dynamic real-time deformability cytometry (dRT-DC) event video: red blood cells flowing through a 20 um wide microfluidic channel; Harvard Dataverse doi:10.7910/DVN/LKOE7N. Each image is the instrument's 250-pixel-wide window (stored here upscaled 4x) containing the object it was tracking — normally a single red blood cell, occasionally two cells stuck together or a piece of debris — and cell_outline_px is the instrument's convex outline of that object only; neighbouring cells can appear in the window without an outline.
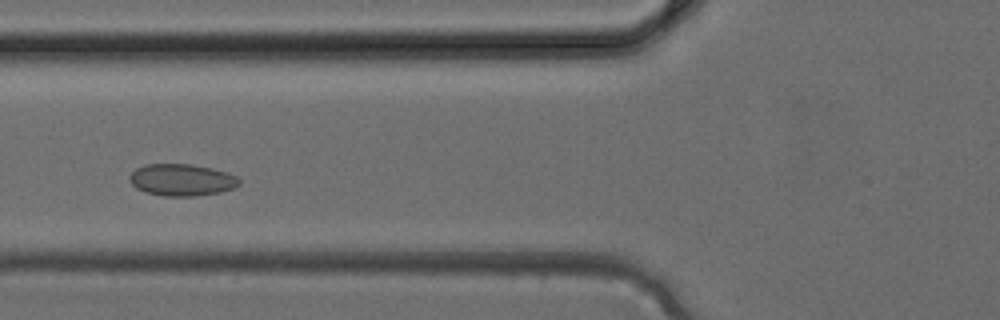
{"species": "common noctule bat (a hibernating species)", "species_latin": "Nyctalus noctula", "temperature_condition": "cold", "stored_images_in_passage": 3, "camera_frame_rate_fps": 3000, "um_per_image_px": 0.085, "animal": {"sex": "female", "body_mass_g": 24.6, "forearm_length_mm": 56.2}, "frame": {"image": 1, "passage_image": 3, "time_ms": 0.667, "image_size_px": [1000, 320], "cell_outline_px": [[240, 184], [232, 188], [220, 192], [196, 196], [164, 196], [144, 192], [136, 188], [128, 180], [128, 176], [136, 168], [144, 164], [192, 164], [212, 168], [228, 172], [236, 176], [240, 180]], "centroid_in_image_um": [15.42, 15.29], "position_along_channel_um": 110.4, "area_um2": 20.58}}